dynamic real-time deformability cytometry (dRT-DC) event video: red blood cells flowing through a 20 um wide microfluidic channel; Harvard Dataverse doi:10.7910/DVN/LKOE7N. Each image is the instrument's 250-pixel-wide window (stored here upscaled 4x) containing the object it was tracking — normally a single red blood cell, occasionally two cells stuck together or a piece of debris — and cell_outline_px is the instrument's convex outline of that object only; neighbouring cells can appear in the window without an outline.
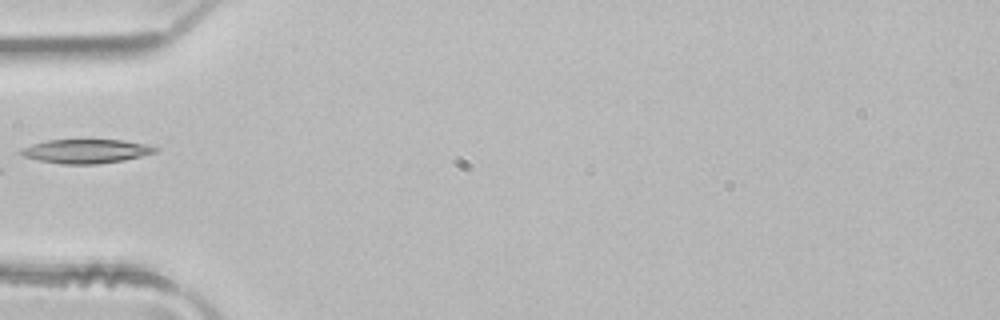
{"species": "common noctule bat (a hibernating species)", "species_latin": "Nyctalus noctula", "temperature_condition": "room temperature", "stored_images_in_passage": 3, "camera_frame_rate_fps": 3000, "um_per_image_px": 0.085, "animal": {"sex": "male", "body_mass_g": 21.5, "forearm_length_mm": 52.0}, "frame": {"image": 1, "passage_image": 3, "time_ms": 0.667, "image_size_px": [1000, 320], "cell_outline_px": [[156, 152], [124, 160], [96, 164], [64, 164], [40, 160], [24, 156], [16, 152], [20, 148], [32, 144], [48, 140], [124, 140], [148, 144], [156, 148]], "centroid_in_image_um": [7.28, 12.84], "position_along_channel_um": 77.7, "area_um2": 18.67}}